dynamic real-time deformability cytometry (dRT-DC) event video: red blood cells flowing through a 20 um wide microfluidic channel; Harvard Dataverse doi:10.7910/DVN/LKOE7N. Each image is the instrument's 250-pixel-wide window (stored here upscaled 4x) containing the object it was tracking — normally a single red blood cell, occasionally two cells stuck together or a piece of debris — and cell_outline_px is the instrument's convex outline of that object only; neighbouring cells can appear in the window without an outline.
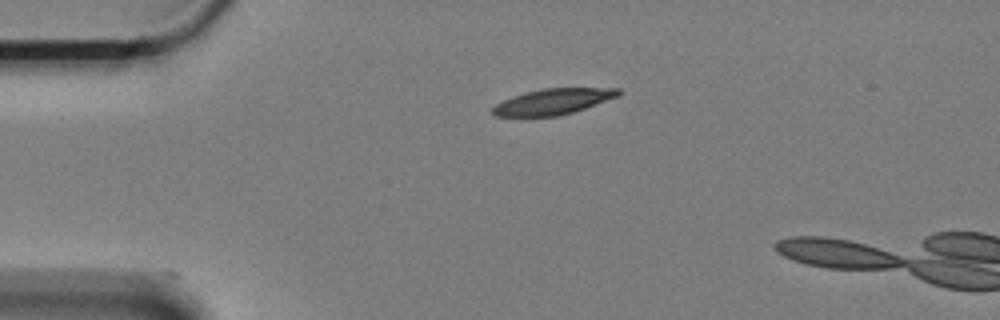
{"species": "Egyptian fruit bat (a non-hibernating species)", "species_latin": "Rousettus aegyptiacus", "temperature_condition": "cold", "stored_images_in_passage": 4, "camera_frame_rate_fps": 3000, "um_per_image_px": 0.085, "animal": {"sex": "female"}, "frame": {"image": 1, "passage_image": 1, "time_ms": 0.0, "image_size_px": [1000, 320], "cell_outline_px": [[624, 92], [620, 96], [572, 112], [556, 116], [496, 116], [492, 112], [492, 108], [496, 104], [512, 96], [544, 88], [620, 88]], "centroid_in_image_um": [47.06, 8.62], "position_along_channel_um": 37.9, "area_um2": 18.73}}